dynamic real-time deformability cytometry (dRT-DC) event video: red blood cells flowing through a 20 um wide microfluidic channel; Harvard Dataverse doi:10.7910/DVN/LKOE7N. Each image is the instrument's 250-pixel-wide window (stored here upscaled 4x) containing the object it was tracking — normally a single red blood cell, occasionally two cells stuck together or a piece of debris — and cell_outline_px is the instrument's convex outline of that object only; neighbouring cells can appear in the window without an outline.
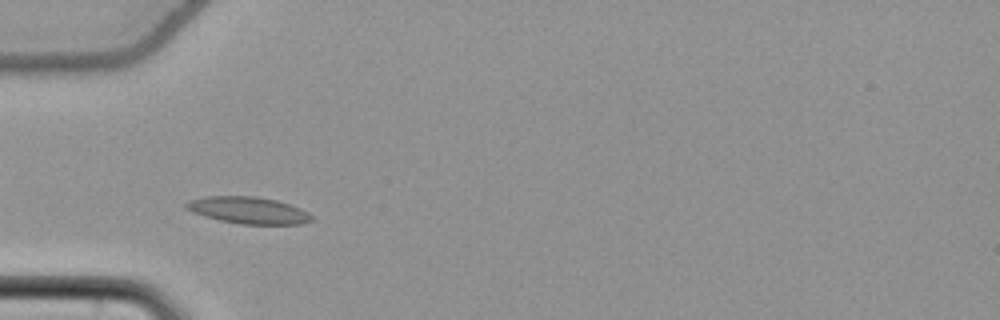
{"species": "common noctule bat (a hibernating species)", "species_latin": "Nyctalus noctula", "temperature_condition": "cold", "stored_images_in_passage": 47, "camera_frame_rate_fps": 3000, "um_per_image_px": 0.085, "animal": {"sex": "female", "body_mass_g": 22.7, "forearm_length_mm": 54.2}, "frame": {"image": 1, "passage_image": 10, "time_ms": 3.0, "image_size_px": [1000, 320], "cell_outline_px": [[312, 220], [304, 224], [240, 224], [220, 220], [204, 216], [192, 212], [184, 208], [180, 204], [188, 200], [204, 196], [256, 196], [276, 200], [300, 208], [308, 212], [312, 216]], "centroid_in_image_um": [21.04, 17.86], "position_along_channel_um": 64.0, "area_um2": 19.83}}
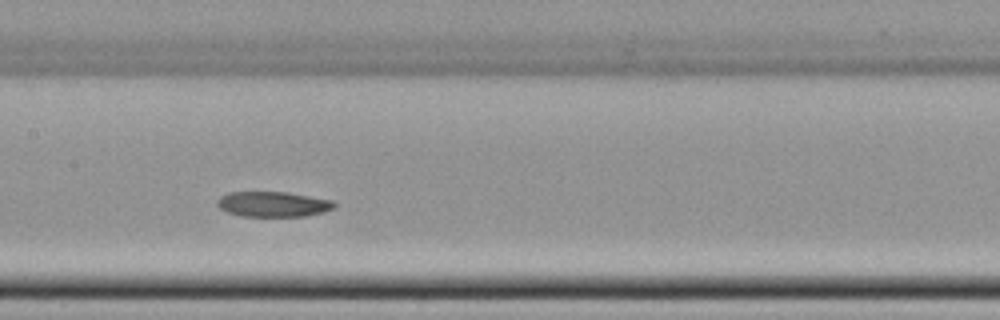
{"frame": {"image": 2, "passage_image": 20, "time_ms": 6.333, "image_size_px": [1000, 320], "cell_outline_px": [[336, 208], [324, 212], [304, 216], [240, 216], [228, 212], [220, 208], [216, 204], [216, 200], [220, 196], [228, 192], [288, 192], [332, 200], [336, 204]], "centroid_in_image_um": [23.21, 17.35], "position_along_channel_um": 184.2, "area_um2": 17.34}}
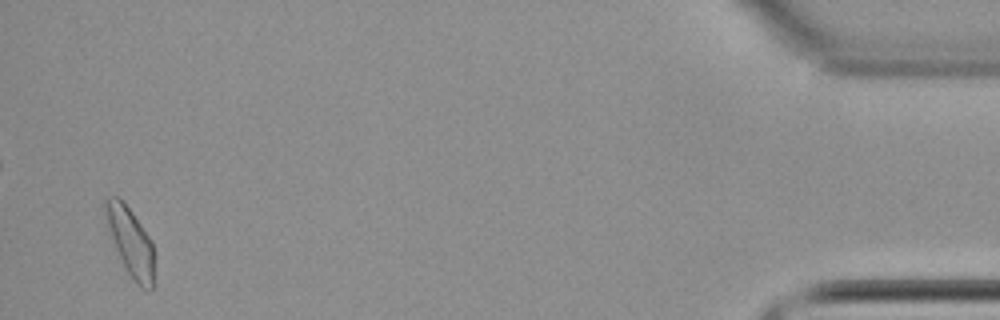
{"frame": {"image": 3, "passage_image": 46, "time_ms": 15.0, "image_size_px": [1000, 320], "cell_outline_px": [[156, 284], [148, 292], [140, 288], [124, 268], [108, 228], [104, 204], [104, 200], [108, 196], [116, 196], [132, 212], [148, 236], [152, 244]], "centroid_in_image_um": [11.13, 20.66], "position_along_channel_um": 424.1, "area_um2": 19.36}}